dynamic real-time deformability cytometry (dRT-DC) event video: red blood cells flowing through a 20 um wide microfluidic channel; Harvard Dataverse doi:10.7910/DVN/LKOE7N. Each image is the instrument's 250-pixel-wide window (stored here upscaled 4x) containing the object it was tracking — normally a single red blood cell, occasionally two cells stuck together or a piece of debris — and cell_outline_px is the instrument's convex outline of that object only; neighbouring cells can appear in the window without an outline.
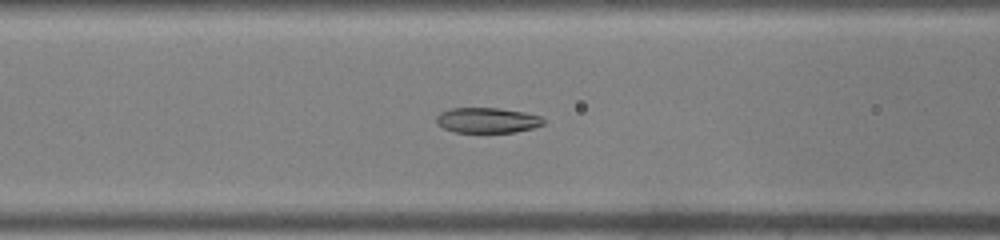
{"species": "common noctule bat (a hibernating species)", "species_latin": "Nyctalus noctula", "temperature_condition": "warm", "stored_images_in_passage": 46, "camera_frame_rate_fps": 3000, "um_per_image_px": 0.085, "animal": {"sex": "male", "body_mass_g": 19.0, "forearm_length_mm": 50.8}, "frame": {"image": 1, "passage_image": 20, "time_ms": 6.333, "image_size_px": [1000, 240], "cell_outline_px": [[544, 124], [532, 128], [516, 132], [456, 132], [444, 128], [436, 124], [436, 116], [440, 112], [452, 108], [500, 108], [524, 112], [540, 116], [544, 120]], "centroid_in_image_um": [41.4, 10.22], "position_along_channel_um": 125.2, "area_um2": 15.78}}
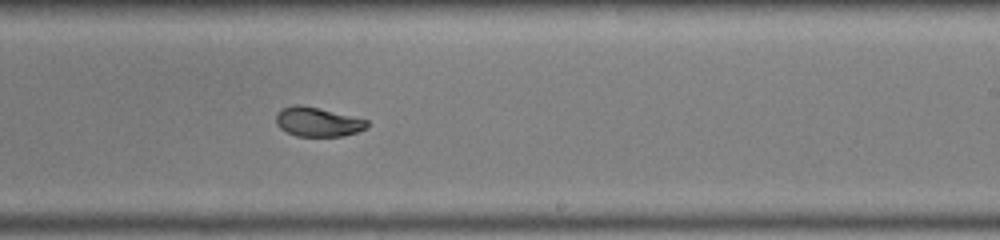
{"frame": {"image": 2, "passage_image": 29, "time_ms": 9.333, "image_size_px": [1000, 240], "cell_outline_px": [[368, 128], [344, 136], [296, 136], [280, 128], [276, 124], [276, 112], [280, 108], [292, 104], [300, 104], [368, 120]], "centroid_in_image_um": [26.96, 10.35], "position_along_channel_um": 262.0, "area_um2": 15.55}}
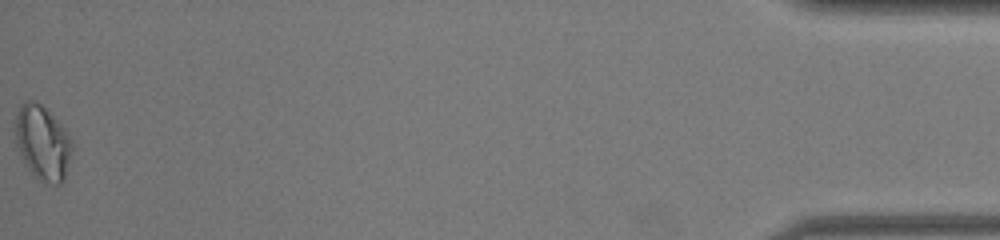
{"frame": {"image": 3, "passage_image": 46, "time_ms": 15.0, "image_size_px": [1000, 240], "cell_outline_px": [[72, 152], [64, 180], [60, 184], [56, 184], [40, 180], [28, 168], [16, 144], [16, 116], [20, 104], [24, 100], [36, 100], [64, 128], [72, 144]], "centroid_in_image_um": [3.62, 12.12], "position_along_channel_um": 431.6, "area_um2": 24.1}}